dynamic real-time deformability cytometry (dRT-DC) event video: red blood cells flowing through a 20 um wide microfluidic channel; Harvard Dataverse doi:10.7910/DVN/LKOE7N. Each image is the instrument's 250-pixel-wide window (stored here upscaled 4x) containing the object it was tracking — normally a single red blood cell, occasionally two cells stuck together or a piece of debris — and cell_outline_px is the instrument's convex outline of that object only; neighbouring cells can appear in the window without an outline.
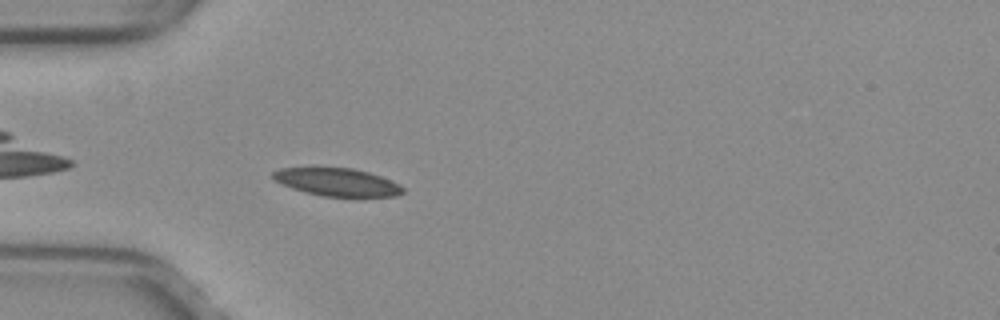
{"species": "common noctule bat (a hibernating species)", "species_latin": "Nyctalus noctula", "temperature_condition": "warm", "stored_images_in_passage": 13, "camera_frame_rate_fps": 3000, "um_per_image_px": 0.085, "animal": {"sex": "female", "body_mass_g": 29.2, "forearm_length_mm": 56.3}, "frame": {"image": 1, "passage_image": 3, "time_ms": 0.667, "image_size_px": [1000, 320], "cell_outline_px": [[404, 192], [396, 196], [356, 200], [320, 196], [304, 192], [280, 184], [272, 180], [272, 172], [280, 168], [352, 168], [368, 172], [380, 176], [400, 184], [404, 188]], "centroid_in_image_um": [28.71, 15.55], "position_along_channel_um": 56.3, "area_um2": 22.14}}
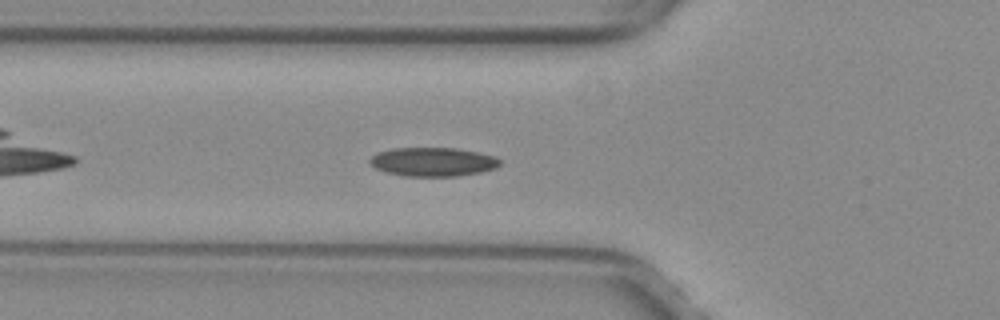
{"frame": {"image": 2, "passage_image": 6, "time_ms": 1.667, "image_size_px": [1000, 320], "cell_outline_px": [[500, 164], [496, 168], [480, 172], [456, 176], [404, 176], [388, 172], [376, 168], [368, 160], [376, 152], [392, 148], [456, 148], [496, 156], [500, 160]], "centroid_in_image_um": [36.8, 13.75], "position_along_channel_um": 89.0, "area_um2": 21.79}}
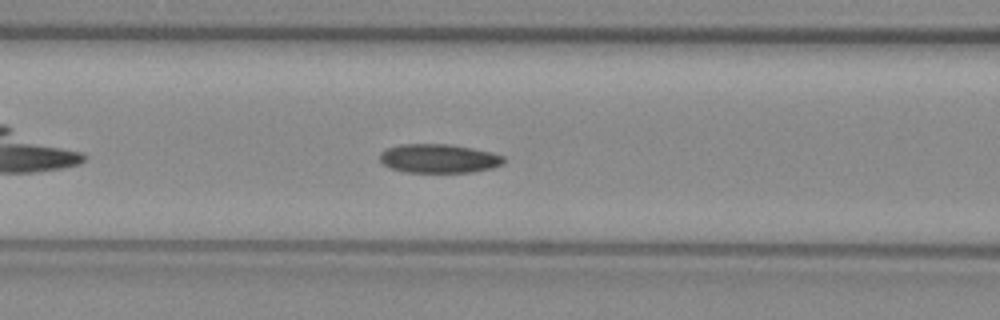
{"frame": {"image": 3, "passage_image": 9, "time_ms": 2.667, "image_size_px": [1000, 320], "cell_outline_px": [[504, 164], [492, 168], [472, 172], [404, 172], [392, 168], [384, 164], [380, 160], [380, 152], [384, 148], [400, 144], [452, 144], [492, 152], [504, 156]], "centroid_in_image_um": [37.3, 13.46], "position_along_channel_um": 129.3, "area_um2": 21.04}}